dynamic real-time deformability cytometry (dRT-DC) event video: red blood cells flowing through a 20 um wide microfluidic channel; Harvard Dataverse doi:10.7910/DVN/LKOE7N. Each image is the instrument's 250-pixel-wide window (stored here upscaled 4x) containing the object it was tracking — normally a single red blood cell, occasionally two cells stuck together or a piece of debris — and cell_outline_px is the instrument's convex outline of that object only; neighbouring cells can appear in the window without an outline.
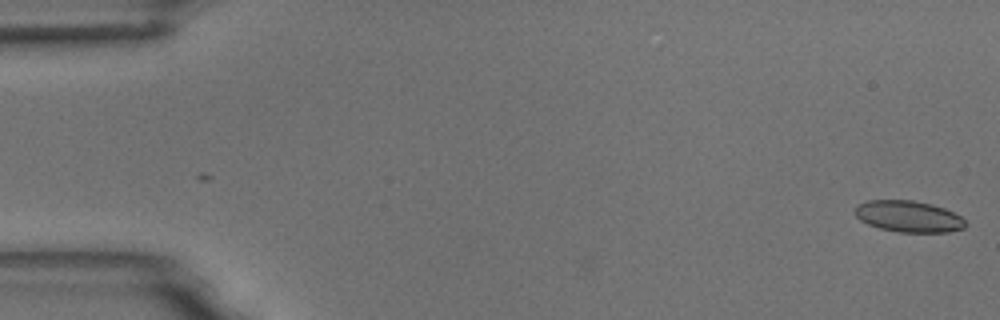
{"species": "common noctule bat (a hibernating species)", "species_latin": "Nyctalus noctula", "temperature_condition": "room temperature", "stored_images_in_passage": 2, "camera_frame_rate_fps": 3000, "um_per_image_px": 0.085, "animal": {"sex": "male", "body_mass_g": 18.8}, "frame": {"image": 1, "passage_image": 2, "time_ms": 1.0, "image_size_px": [1000, 320], "cell_outline_px": [[968, 224], [964, 228], [948, 232], [900, 232], [880, 228], [868, 224], [860, 220], [856, 216], [856, 204], [868, 200], [912, 200], [932, 204], [944, 208], [960, 216]], "centroid_in_image_um": [77.23, 18.39], "position_along_channel_um": 7.8, "area_um2": 20.17}}